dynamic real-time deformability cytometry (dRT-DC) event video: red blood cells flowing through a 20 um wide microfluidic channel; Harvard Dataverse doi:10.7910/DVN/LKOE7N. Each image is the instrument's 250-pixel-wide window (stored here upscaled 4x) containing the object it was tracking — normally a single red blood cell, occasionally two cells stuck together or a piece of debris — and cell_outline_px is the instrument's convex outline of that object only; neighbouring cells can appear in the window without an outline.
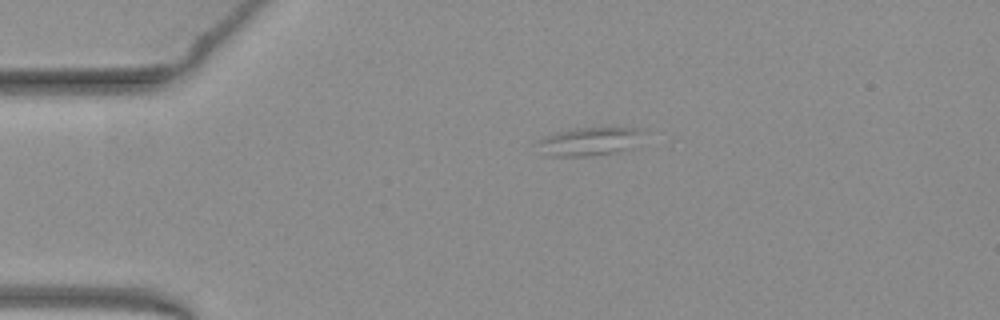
{"species": "common noctule bat (a hibernating species)", "species_latin": "Nyctalus noctula", "temperature_condition": "warm", "stored_images_in_passage": 10, "camera_frame_rate_fps": 3000, "um_per_image_px": 0.085, "animal": {"sex": "female", "body_mass_g": 19.3, "forearm_length_mm": 54.1}, "frame": {"image": 1, "passage_image": 1, "time_ms": 0.0, "image_size_px": [1000, 320], "cell_outline_px": [[644, 132], [632, 148], [616, 152], [588, 156], [548, 156], [536, 144], [540, 140], [556, 132], [572, 128], [644, 128]], "centroid_in_image_um": [50.12, 12.02], "position_along_channel_um": 34.9, "area_um2": 17.28}}
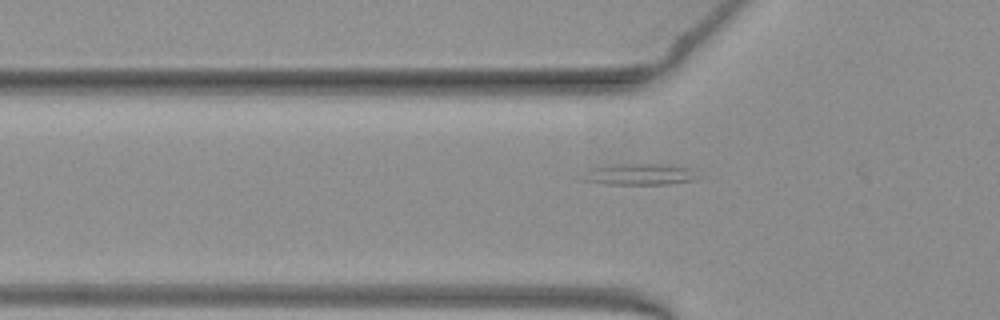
{"frame": {"image": 2, "passage_image": 7, "time_ms": 2.0, "image_size_px": [1000, 320], "cell_outline_px": [[692, 180], [664, 184], [608, 184], [580, 180], [588, 168], [612, 164], [656, 164], [692, 168]], "centroid_in_image_um": [54.19, 14.81], "position_along_channel_um": 71.6, "area_um2": 13.93}}